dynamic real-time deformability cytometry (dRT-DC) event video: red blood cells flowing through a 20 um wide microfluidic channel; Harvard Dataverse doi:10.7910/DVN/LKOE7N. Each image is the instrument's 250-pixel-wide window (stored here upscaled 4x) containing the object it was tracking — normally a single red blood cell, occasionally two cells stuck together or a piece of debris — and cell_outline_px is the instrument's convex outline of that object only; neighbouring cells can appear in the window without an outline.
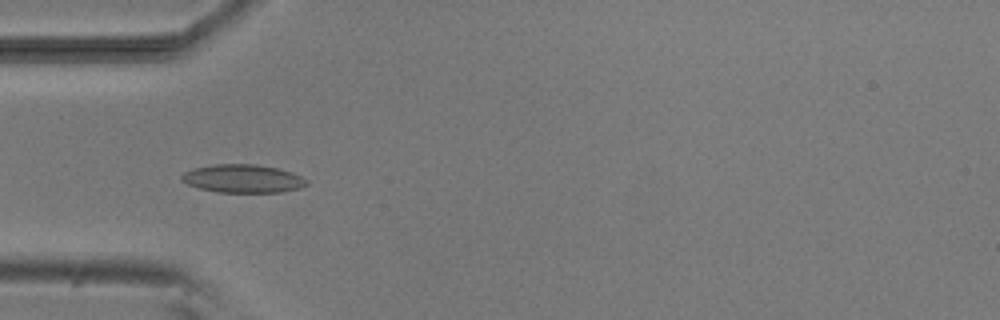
{"species": "common noctule bat (a hibernating species)", "species_latin": "Nyctalus noctula", "temperature_condition": "room temperature", "stored_images_in_passage": 4, "camera_frame_rate_fps": 3000, "um_per_image_px": 0.085, "animal": {"sex": "male", "body_mass_g": 20.5, "forearm_length_mm": 52.5}, "frame": {"image": 1, "passage_image": 4, "time_ms": 3.667, "image_size_px": [1000, 320], "cell_outline_px": [[308, 184], [300, 188], [284, 192], [216, 192], [200, 188], [188, 184], [180, 180], [180, 176], [184, 172], [192, 168], [212, 164], [256, 164], [276, 168], [292, 172], [308, 180]], "centroid_in_image_um": [20.63, 15.18], "position_along_channel_um": 64.4, "area_um2": 20.69}}